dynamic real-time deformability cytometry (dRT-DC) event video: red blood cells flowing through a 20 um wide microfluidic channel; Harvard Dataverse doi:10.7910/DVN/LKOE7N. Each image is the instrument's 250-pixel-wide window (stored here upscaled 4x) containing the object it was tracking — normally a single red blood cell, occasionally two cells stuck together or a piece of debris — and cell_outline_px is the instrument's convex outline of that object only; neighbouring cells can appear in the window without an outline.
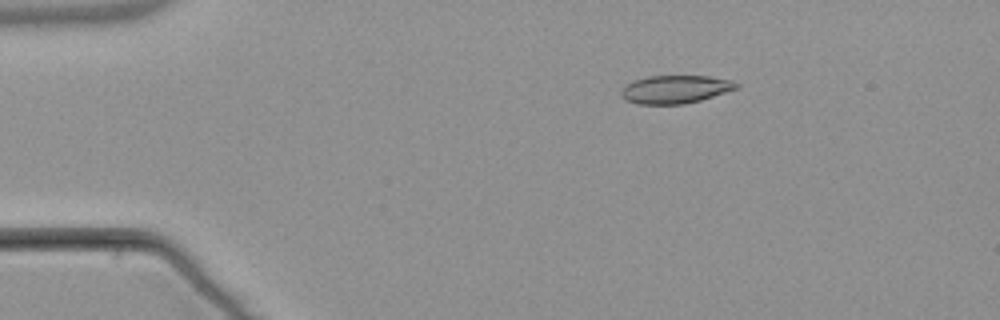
{"species": "common noctule bat (a hibernating species)", "species_latin": "Nyctalus noctula", "temperature_condition": "warm", "stored_images_in_passage": 4, "camera_frame_rate_fps": 3000, "um_per_image_px": 0.085, "animal": {"sex": "male", "body_mass_g": 21.5, "forearm_length_mm": 52.0}, "frame": {"image": 1, "passage_image": 2, "time_ms": 1.333, "image_size_px": [1000, 320], "cell_outline_px": [[740, 84], [736, 88], [700, 100], [684, 104], [636, 104], [624, 100], [620, 96], [620, 92], [628, 84], [636, 80], [648, 76], [708, 76], [732, 80]], "centroid_in_image_um": [57.37, 7.6], "position_along_channel_um": 27.6, "area_um2": 18.67}}